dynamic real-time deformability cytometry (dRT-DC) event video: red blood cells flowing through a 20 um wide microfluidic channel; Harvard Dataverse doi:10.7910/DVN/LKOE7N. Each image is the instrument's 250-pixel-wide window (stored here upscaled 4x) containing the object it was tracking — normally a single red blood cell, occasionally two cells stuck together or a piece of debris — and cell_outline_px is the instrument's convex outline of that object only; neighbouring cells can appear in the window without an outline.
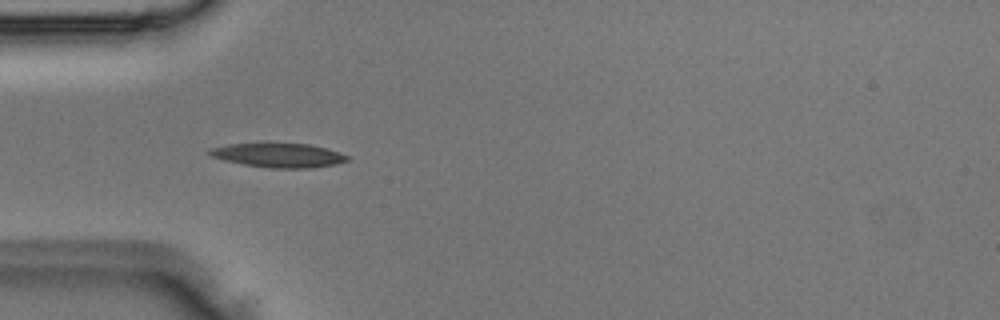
{"species": "Egyptian fruit bat (a non-hibernating species)", "species_latin": "Rousettus aegyptiacus", "temperature_condition": "room temperature", "stored_images_in_passage": 6, "camera_frame_rate_fps": 3000, "um_per_image_px": 0.085, "animal": {"sex": "male"}, "frame": {"image": 1, "passage_image": 3, "time_ms": 0.667, "image_size_px": [1000, 320], "cell_outline_px": [[348, 160], [336, 164], [312, 168], [272, 168], [244, 164], [224, 160], [212, 156], [208, 152], [208, 148], [228, 144], [308, 144], [340, 152], [348, 156]], "centroid_in_image_um": [23.68, 13.2], "position_along_channel_um": 61.3, "area_um2": 19.07}}
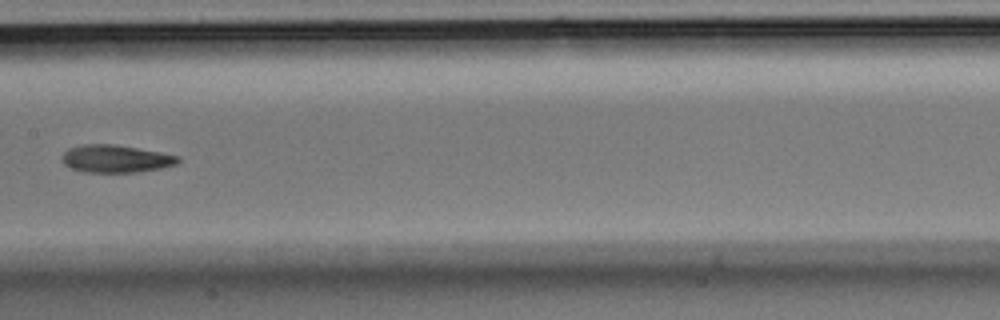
{"frame": {"image": 2, "passage_image": 6, "time_ms": 1.667, "image_size_px": [1000, 320], "cell_outline_px": [[180, 160], [176, 164], [160, 168], [136, 172], [84, 172], [72, 168], [64, 164], [60, 160], [60, 156], [68, 148], [84, 144], [112, 144], [160, 152], [180, 156]], "centroid_in_image_um": [9.79, 13.49], "position_along_channel_um": 197.6, "area_um2": 18.61}}